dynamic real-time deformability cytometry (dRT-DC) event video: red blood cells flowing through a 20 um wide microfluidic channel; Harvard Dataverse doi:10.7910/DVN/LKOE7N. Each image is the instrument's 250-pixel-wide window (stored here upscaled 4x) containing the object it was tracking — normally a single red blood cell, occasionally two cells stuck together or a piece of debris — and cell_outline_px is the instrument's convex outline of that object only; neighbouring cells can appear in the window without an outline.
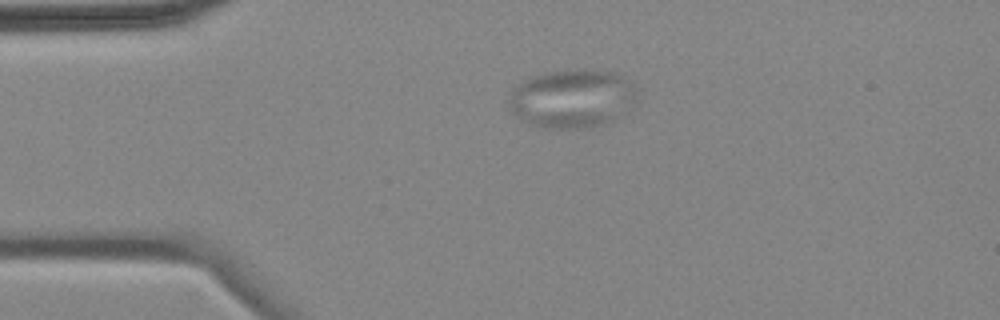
{"species": "common noctule bat (a hibernating species)", "species_latin": "Nyctalus noctula", "temperature_condition": "cold", "stored_images_in_passage": 2, "camera_frame_rate_fps": 3000, "um_per_image_px": 0.085, "animal": {"sex": "female", "body_mass_g": 18.4}, "frame": {"image": 1, "passage_image": 1, "time_ms": 0.0, "image_size_px": [1000, 320], "cell_outline_px": [[636, 88], [632, 100], [624, 116], [604, 124], [588, 128], [548, 128], [536, 124], [512, 112], [508, 108], [508, 104], [512, 92], [524, 80], [532, 76], [548, 72], [580, 68], [612, 72], [628, 80]], "centroid_in_image_um": [48.66, 8.37], "position_along_channel_um": 36.3, "area_um2": 43.06}}